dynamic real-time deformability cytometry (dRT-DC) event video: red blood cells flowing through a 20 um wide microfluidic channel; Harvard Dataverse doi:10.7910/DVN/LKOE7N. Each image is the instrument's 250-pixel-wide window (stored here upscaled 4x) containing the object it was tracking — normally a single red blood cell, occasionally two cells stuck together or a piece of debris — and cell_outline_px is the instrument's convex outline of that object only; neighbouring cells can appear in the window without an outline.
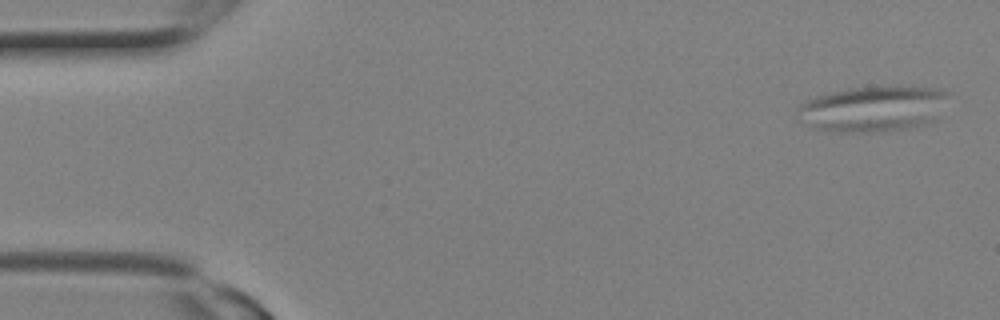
{"species": "Egyptian fruit bat (a non-hibernating species)", "species_latin": "Rousettus aegyptiacus", "temperature_condition": "room temperature", "stored_images_in_passage": 7, "camera_frame_rate_fps": 3000, "um_per_image_px": 0.085, "animal": {"sex": "female"}, "frame": {"image": 1, "passage_image": 1, "time_ms": 0.0, "image_size_px": [1000, 320], "cell_outline_px": [[948, 92], [936, 120], [908, 128], [872, 132], [844, 132], [816, 128], [800, 108], [800, 104], [816, 96], [848, 88], [900, 84], [936, 88]], "centroid_in_image_um": [74.36, 9.19], "position_along_channel_um": 10.6, "area_um2": 39.42}}
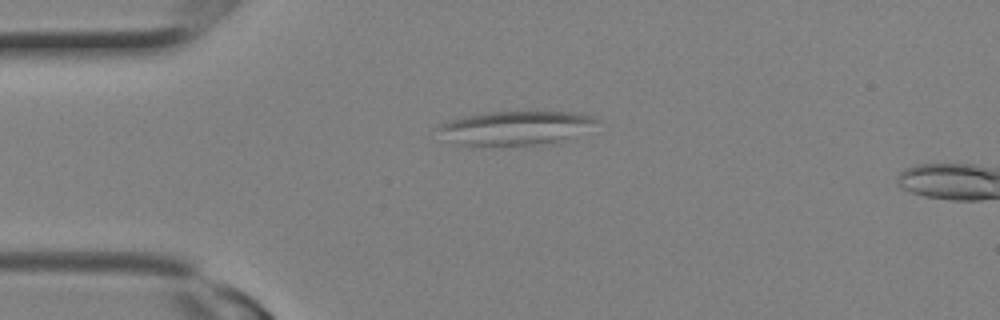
{"frame": {"image": 2, "passage_image": 6, "time_ms": 1.667, "image_size_px": [1000, 320], "cell_outline_px": [[600, 120], [556, 144], [500, 148], [456, 144], [440, 140], [432, 128], [440, 124], [464, 116], [488, 112], [580, 112], [592, 116]], "centroid_in_image_um": [43.63, 10.93], "position_along_channel_um": 41.4, "area_um2": 32.6}}